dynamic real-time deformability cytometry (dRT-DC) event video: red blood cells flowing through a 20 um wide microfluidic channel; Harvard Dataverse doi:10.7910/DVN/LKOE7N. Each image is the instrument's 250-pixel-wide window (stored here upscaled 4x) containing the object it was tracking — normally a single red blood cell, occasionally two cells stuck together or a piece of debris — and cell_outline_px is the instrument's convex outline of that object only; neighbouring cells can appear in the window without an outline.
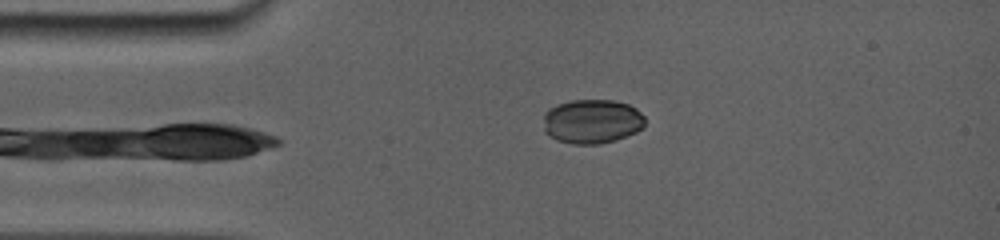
{"species": "common noctule bat (a hibernating species)", "species_latin": "Nyctalus noctula", "temperature_condition": "room temperature", "stored_images_in_passage": 13, "camera_frame_rate_fps": 5000, "um_per_image_px": 0.085, "animal": {"sex": "female", "body_mass_g": 19.0, "forearm_length_mm": 56.7}, "frame": {"image": 1, "passage_image": 2, "time_ms": 0.8, "image_size_px": [1000, 240], "cell_outline_px": [[644, 124], [636, 132], [612, 140], [592, 144], [580, 144], [560, 140], [552, 136], [544, 128], [544, 116], [556, 104], [572, 100], [616, 100], [628, 104], [636, 108], [644, 116]], "centroid_in_image_um": [50.35, 10.28], "position_along_channel_um": 34.6, "area_um2": 25.55}}
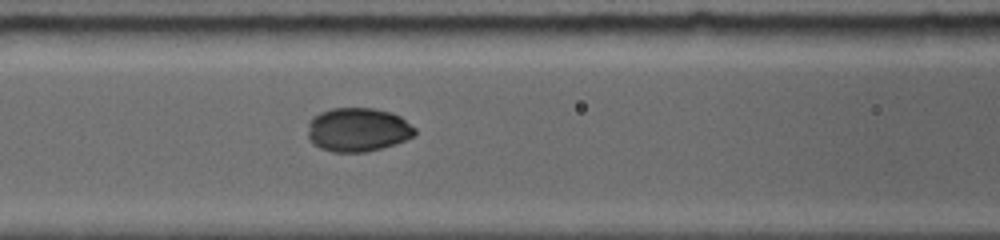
{"frame": {"image": 2, "passage_image": 7, "time_ms": 4.2, "image_size_px": [1000, 240], "cell_outline_px": [[416, 132], [412, 136], [404, 140], [380, 148], [364, 152], [332, 152], [320, 148], [308, 136], [308, 132], [312, 120], [320, 112], [332, 108], [372, 108], [392, 112], [400, 116], [416, 128]], "centroid_in_image_um": [30.45, 11.01], "position_along_channel_um": 136.2, "area_um2": 26.93}}
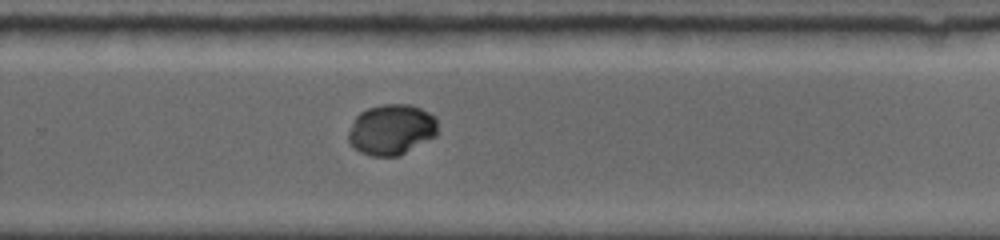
{"frame": {"image": 3, "passage_image": 13, "time_ms": 8.4, "image_size_px": [1000, 240], "cell_outline_px": [[436, 136], [400, 156], [372, 156], [360, 152], [352, 148], [348, 140], [348, 132], [356, 116], [360, 112], [368, 108], [384, 104], [412, 104], [436, 116]], "centroid_in_image_um": [33.26, 11.02], "position_along_channel_um": 296.5, "area_um2": 26.53}}